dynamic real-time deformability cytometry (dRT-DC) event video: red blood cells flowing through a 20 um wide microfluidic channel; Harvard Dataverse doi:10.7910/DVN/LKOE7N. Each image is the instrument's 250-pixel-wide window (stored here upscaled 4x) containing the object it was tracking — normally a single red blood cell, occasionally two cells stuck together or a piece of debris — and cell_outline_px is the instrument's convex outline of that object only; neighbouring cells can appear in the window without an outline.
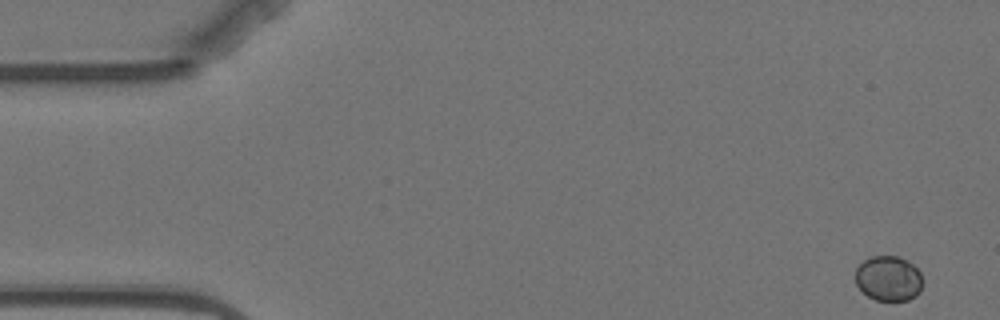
{"species": "Egyptian fruit bat (a non-hibernating species)", "species_latin": "Rousettus aegyptiacus", "temperature_condition": "warm", "stored_images_in_passage": 4, "camera_frame_rate_fps": 3000, "um_per_image_px": 0.085, "animal": {"sex": "female"}, "frame": {"image": 1, "passage_image": 1, "time_ms": 0.0, "image_size_px": [1000, 320], "cell_outline_px": [[920, 292], [916, 296], [908, 300], [876, 300], [868, 296], [856, 284], [856, 268], [864, 260], [872, 256], [900, 256], [912, 264], [920, 272]], "centroid_in_image_um": [75.51, 23.66], "position_along_channel_um": 9.5, "area_um2": 17.46}}
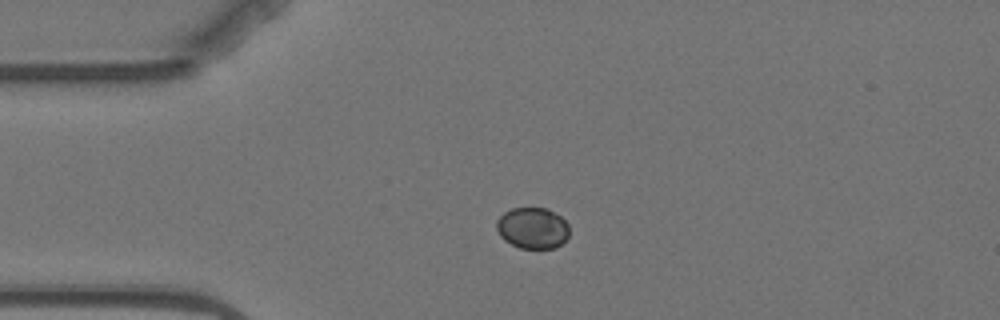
{"frame": {"image": 2, "passage_image": 4, "time_ms": 3.667, "image_size_px": [1000, 320], "cell_outline_px": [[568, 236], [556, 248], [520, 248], [504, 240], [500, 236], [496, 228], [496, 220], [504, 212], [512, 208], [548, 208], [560, 216], [568, 224]], "centroid_in_image_um": [45.25, 19.37], "position_along_channel_um": 39.8, "area_um2": 17.46}}